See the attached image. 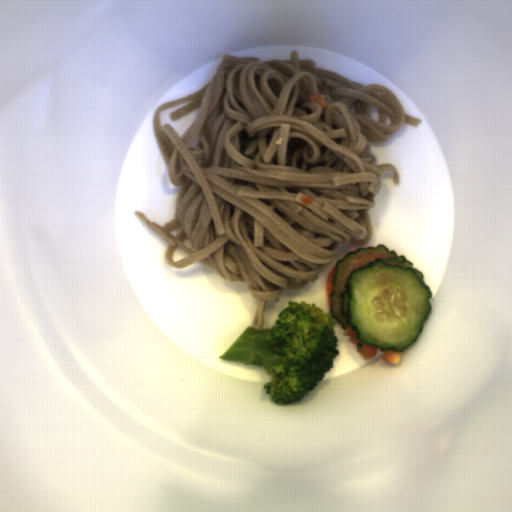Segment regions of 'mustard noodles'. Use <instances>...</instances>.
<instances>
[{
	"instance_id": "0af2e427",
	"label": "mustard noodles",
	"mask_w": 512,
	"mask_h": 512,
	"mask_svg": "<svg viewBox=\"0 0 512 512\" xmlns=\"http://www.w3.org/2000/svg\"><path fill=\"white\" fill-rule=\"evenodd\" d=\"M222 54L201 89L162 103L153 135L170 183L181 186L174 219L161 226L132 212L168 245L165 262H197L245 282L257 299L252 326L262 331L269 300L318 279L340 245L368 244L383 172L372 143L404 122L393 91L315 67L313 58Z\"/></svg>"
}]
</instances>
